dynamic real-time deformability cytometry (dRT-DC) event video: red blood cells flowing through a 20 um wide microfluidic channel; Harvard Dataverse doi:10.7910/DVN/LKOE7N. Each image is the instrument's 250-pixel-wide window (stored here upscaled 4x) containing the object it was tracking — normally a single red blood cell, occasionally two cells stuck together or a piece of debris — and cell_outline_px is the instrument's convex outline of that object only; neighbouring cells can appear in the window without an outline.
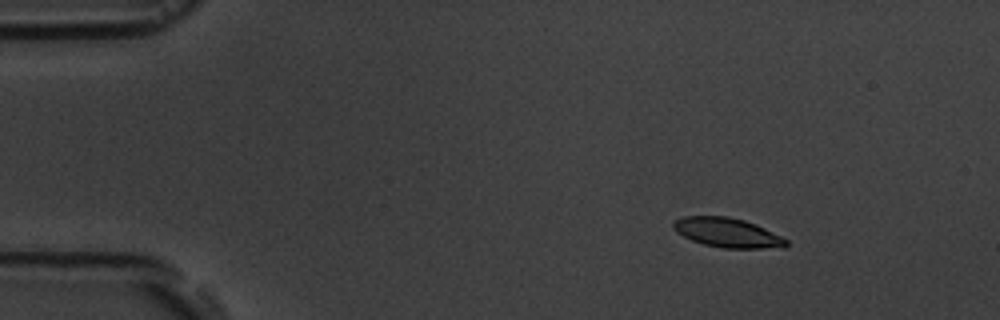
{"species": "common noctule bat (a hibernating species)", "species_latin": "Nyctalus noctula", "temperature_condition": "room temperature", "stored_images_in_passage": 9, "camera_frame_rate_fps": 3000, "um_per_image_px": 0.085, "animal": {"sex": "male", "body_mass_g": 19.5, "forearm_length_mm": 54.6}, "frame": {"image": 1, "passage_image": 1, "time_ms": 0.0, "image_size_px": [1000, 320], "cell_outline_px": [[788, 244], [784, 248], [724, 248], [704, 244], [692, 240], [676, 232], [672, 228], [672, 220], [684, 216], [728, 216], [744, 220], [756, 224], [788, 240]], "centroid_in_image_um": [61.81, 19.77], "position_along_channel_um": 23.2, "area_um2": 19.42}}
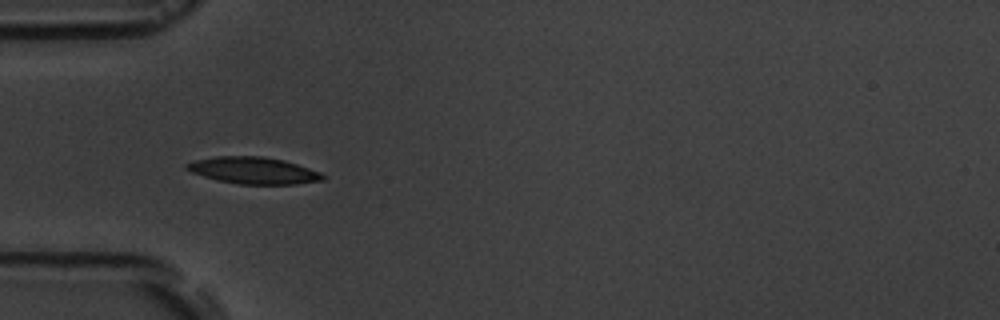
{"frame": {"image": 2, "passage_image": 4, "time_ms": 3.333, "image_size_px": [1000, 320], "cell_outline_px": [[328, 176], [324, 180], [296, 184], [240, 184], [216, 180], [192, 172], [184, 168], [184, 164], [196, 160], [216, 156], [264, 156], [284, 160], [320, 172]], "centroid_in_image_um": [21.56, 14.49], "position_along_channel_um": 63.4, "area_um2": 21.27}}
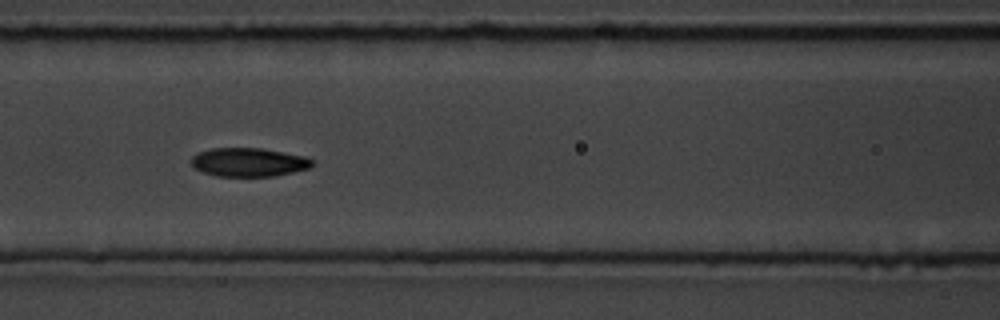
{"frame": {"image": 3, "passage_image": 6, "time_ms": 5.667, "image_size_px": [1000, 320], "cell_outline_px": [[316, 164], [312, 168], [276, 176], [216, 176], [192, 168], [188, 160], [192, 156], [200, 152], [212, 148], [260, 148], [308, 156]], "centroid_in_image_um": [21.17, 13.79], "position_along_channel_um": 145.4, "area_um2": 20.63}}